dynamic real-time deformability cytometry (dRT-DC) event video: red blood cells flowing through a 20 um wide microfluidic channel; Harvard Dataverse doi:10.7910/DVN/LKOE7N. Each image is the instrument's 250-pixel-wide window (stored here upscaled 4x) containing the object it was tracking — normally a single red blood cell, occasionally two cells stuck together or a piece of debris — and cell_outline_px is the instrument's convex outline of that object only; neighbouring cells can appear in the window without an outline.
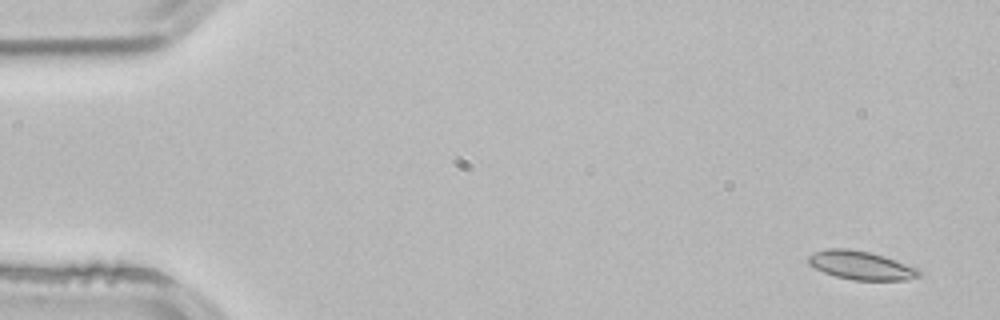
{"species": "common noctule bat (a hibernating species)", "species_latin": "Nyctalus noctula", "temperature_condition": "room temperature", "stored_images_in_passage": 4, "camera_frame_rate_fps": 3000, "um_per_image_px": 0.085, "animal": {"sex": "male", "body_mass_g": 21.5, "forearm_length_mm": 52.0}, "frame": {"image": 1, "passage_image": 1, "time_ms": 0.0, "image_size_px": [1000, 320], "cell_outline_px": [[920, 276], [904, 280], [852, 280], [836, 276], [824, 272], [808, 264], [808, 256], [816, 252], [828, 248], [848, 248], [868, 252], [884, 256], [916, 268], [920, 272]], "centroid_in_image_um": [73.15, 22.55], "position_along_channel_um": 11.8, "area_um2": 18.15}}
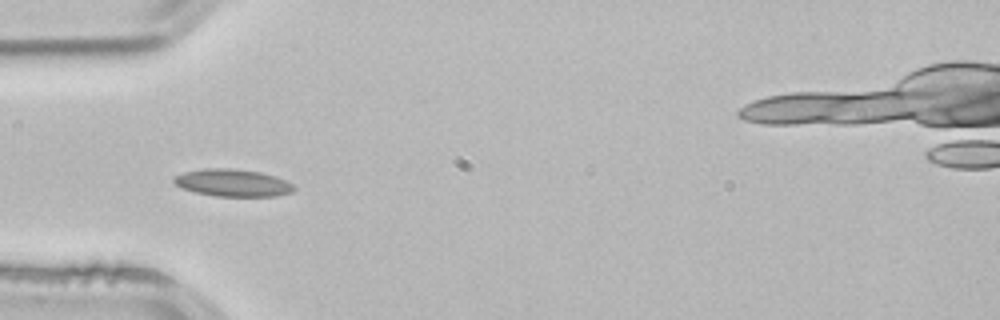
{"frame": {"image": 2, "passage_image": 3, "time_ms": 0.667, "image_size_px": [1000, 320], "cell_outline_px": [[296, 188], [292, 192], [276, 196], [216, 196], [196, 192], [180, 188], [172, 180], [176, 176], [184, 172], [204, 168], [232, 168], [260, 172], [276, 176], [292, 184]], "centroid_in_image_um": [19.78, 15.54], "position_along_channel_um": 65.2, "area_um2": 19.07}}